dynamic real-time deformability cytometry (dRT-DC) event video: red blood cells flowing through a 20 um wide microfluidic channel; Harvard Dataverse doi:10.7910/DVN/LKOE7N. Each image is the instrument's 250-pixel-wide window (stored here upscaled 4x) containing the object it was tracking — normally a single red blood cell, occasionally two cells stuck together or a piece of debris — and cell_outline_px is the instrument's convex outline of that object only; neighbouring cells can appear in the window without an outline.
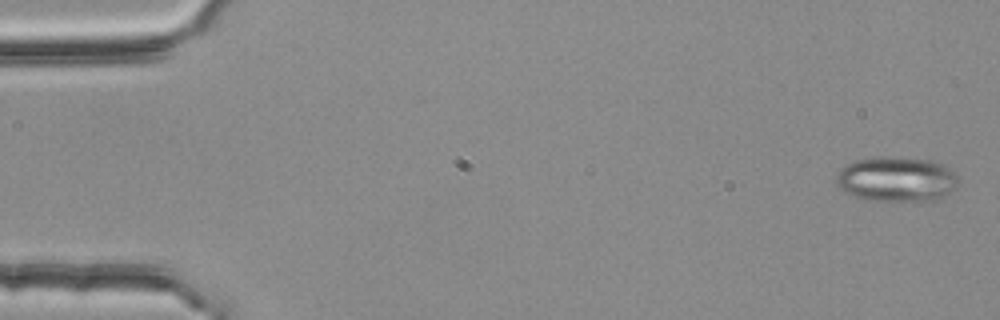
{"species": "common noctule bat (a hibernating species)", "species_latin": "Nyctalus noctula", "temperature_condition": "room temperature", "stored_images_in_passage": 5, "camera_frame_rate_fps": 3000, "um_per_image_px": 0.085, "animal": {"sex": "female", "body_mass_g": 25.1}, "frame": {"image": 1, "passage_image": 1, "time_ms": 0.0, "image_size_px": [1000, 320], "cell_outline_px": [[956, 188], [936, 200], [868, 200], [844, 192], [836, 184], [836, 176], [840, 168], [852, 160], [880, 156], [900, 156], [936, 160], [948, 168], [956, 176]], "centroid_in_image_um": [76.16, 15.19], "position_along_channel_um": 8.8, "area_um2": 32.19}}
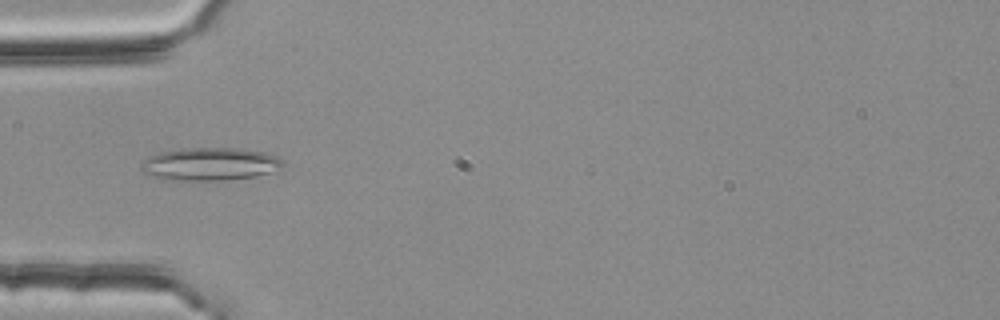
{"frame": {"image": 2, "passage_image": 4, "time_ms": 1.0, "image_size_px": [1000, 320], "cell_outline_px": [[284, 164], [268, 172], [256, 176], [224, 180], [160, 180], [148, 176], [140, 172], [140, 164], [148, 156], [160, 152], [180, 148], [244, 148], [264, 152], [276, 156], [284, 160]], "centroid_in_image_um": [17.74, 13.94], "position_along_channel_um": 67.3, "area_um2": 27.51}}